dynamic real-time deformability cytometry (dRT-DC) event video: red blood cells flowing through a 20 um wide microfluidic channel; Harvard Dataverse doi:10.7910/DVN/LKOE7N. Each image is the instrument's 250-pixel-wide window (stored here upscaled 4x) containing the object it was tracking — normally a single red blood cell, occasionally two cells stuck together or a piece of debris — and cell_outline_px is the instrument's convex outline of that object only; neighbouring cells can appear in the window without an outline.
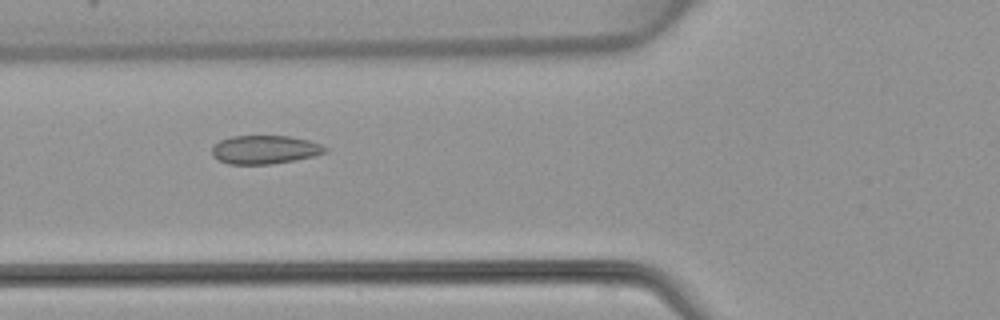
{"species": "common noctule bat (a hibernating species)", "species_latin": "Nyctalus noctula", "temperature_condition": "warm", "stored_images_in_passage": 2, "camera_frame_rate_fps": 3000, "um_per_image_px": 0.085, "animal": {"sex": "female", "body_mass_g": 22.7, "forearm_length_mm": 54.2}, "frame": {"image": 1, "passage_image": 2, "time_ms": 1.0, "image_size_px": [1000, 320], "cell_outline_px": [[328, 152], [296, 160], [272, 164], [228, 164], [212, 156], [212, 148], [220, 140], [232, 136], [288, 136], [308, 140], [320, 144], [328, 148]], "centroid_in_image_um": [22.52, 12.72], "position_along_channel_um": 103.3, "area_um2": 18.79}}